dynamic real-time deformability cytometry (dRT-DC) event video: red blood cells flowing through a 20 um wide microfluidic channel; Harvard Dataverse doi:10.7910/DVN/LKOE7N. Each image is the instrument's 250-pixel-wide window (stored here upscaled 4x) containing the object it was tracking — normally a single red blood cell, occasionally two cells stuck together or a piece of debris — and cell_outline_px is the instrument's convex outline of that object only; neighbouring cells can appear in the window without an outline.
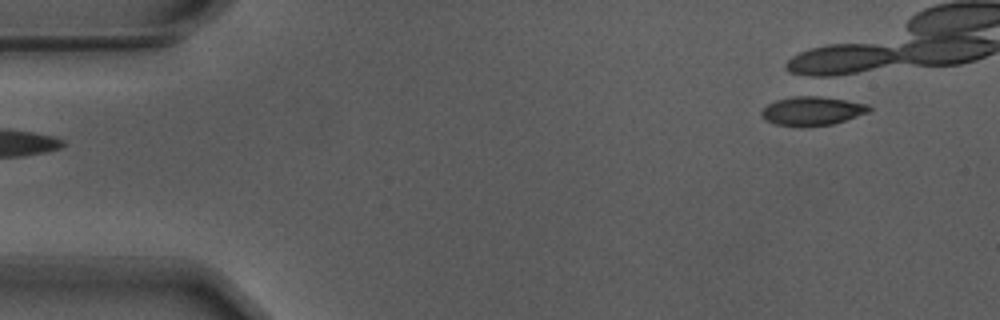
{"species": "Egyptian fruit bat (a non-hibernating species)", "species_latin": "Rousettus aegyptiacus", "temperature_condition": "warm", "stored_images_in_passage": 2, "camera_frame_rate_fps": 3000, "um_per_image_px": 0.085, "animal": {"sex": "male"}, "frame": {"image": 1, "passage_image": 1, "time_ms": 0.0, "image_size_px": [1000, 320], "cell_outline_px": [[872, 108], [868, 112], [832, 124], [800, 128], [772, 124], [764, 120], [760, 116], [760, 112], [768, 104], [776, 100], [792, 96], [816, 96], [844, 100], [868, 104]], "centroid_in_image_um": [68.95, 9.46], "position_along_channel_um": 16.1, "area_um2": 18.26}}